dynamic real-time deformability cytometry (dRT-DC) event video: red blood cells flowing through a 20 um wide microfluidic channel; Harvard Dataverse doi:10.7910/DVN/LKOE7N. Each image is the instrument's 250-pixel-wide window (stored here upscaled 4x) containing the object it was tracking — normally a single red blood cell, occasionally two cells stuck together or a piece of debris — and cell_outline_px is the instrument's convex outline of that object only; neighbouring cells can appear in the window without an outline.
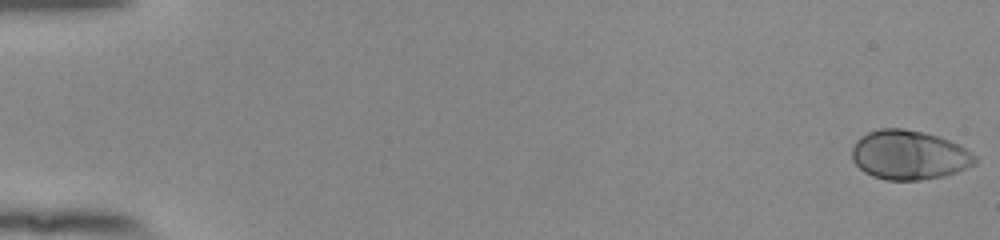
{"species": "human", "species_latin": "Homo sapiens", "temperature_condition": "room temperature", "stored_images_in_passage": 55, "camera_frame_rate_fps": 3000, "um_per_image_px": 0.085, "donor": {"sex": "female"}, "frame": {"image": 1, "passage_image": 1, "time_ms": 0.0, "image_size_px": [1000, 240], "cell_outline_px": [[976, 164], [956, 172], [944, 176], [920, 180], [888, 180], [872, 176], [864, 172], [852, 160], [852, 148], [856, 140], [860, 136], [868, 132], [880, 128], [904, 128], [924, 132], [948, 140], [972, 152], [976, 156]], "centroid_in_image_um": [77.25, 13.17], "position_along_channel_um": 7.8, "area_um2": 35.37}}
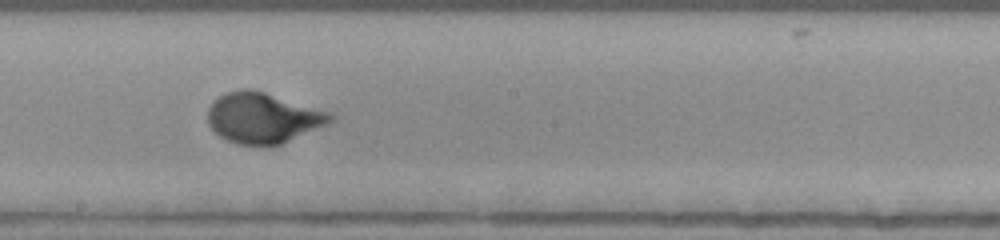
{"frame": {"image": 2, "passage_image": 32, "time_ms": 10.333, "image_size_px": [1000, 240], "cell_outline_px": [[336, 120], [328, 124], [280, 144], [268, 148], [236, 144], [220, 136], [208, 124], [208, 108], [212, 100], [224, 92], [240, 88], [248, 88], [264, 92], [328, 112], [336, 116]], "centroid_in_image_um": [22.32, 10.04], "position_along_channel_um": 225.9, "area_um2": 36.41}}
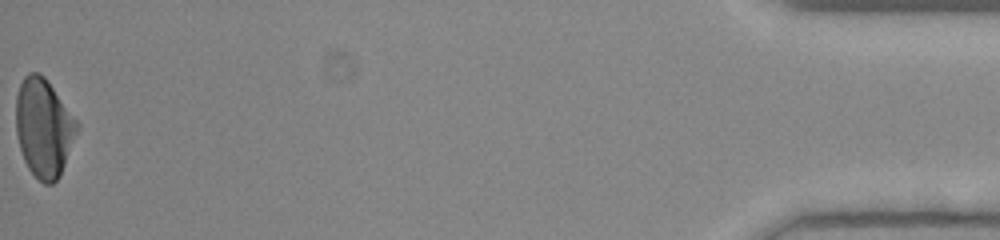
{"frame": {"image": 3, "passage_image": 55, "time_ms": 18.0, "image_size_px": [1000, 240], "cell_outline_px": [[80, 124], [60, 176], [52, 184], [44, 184], [28, 168], [24, 160], [16, 136], [16, 96], [20, 84], [24, 76], [28, 72], [40, 72], [44, 76]], "centroid_in_image_um": [3.71, 10.84], "position_along_channel_um": 431.5, "area_um2": 34.91}, "authors_computed_cell_mechanics": {"area_um2": 34.391, "velocity_mm_per_s": 3.8582, "shape_relaxation_time_tau1_ms": 3.3699, "shape_relaxation_time_tau2_ms": null, "deformation_change_tau1": 0.1913, "deformation_change_tau2": null}}